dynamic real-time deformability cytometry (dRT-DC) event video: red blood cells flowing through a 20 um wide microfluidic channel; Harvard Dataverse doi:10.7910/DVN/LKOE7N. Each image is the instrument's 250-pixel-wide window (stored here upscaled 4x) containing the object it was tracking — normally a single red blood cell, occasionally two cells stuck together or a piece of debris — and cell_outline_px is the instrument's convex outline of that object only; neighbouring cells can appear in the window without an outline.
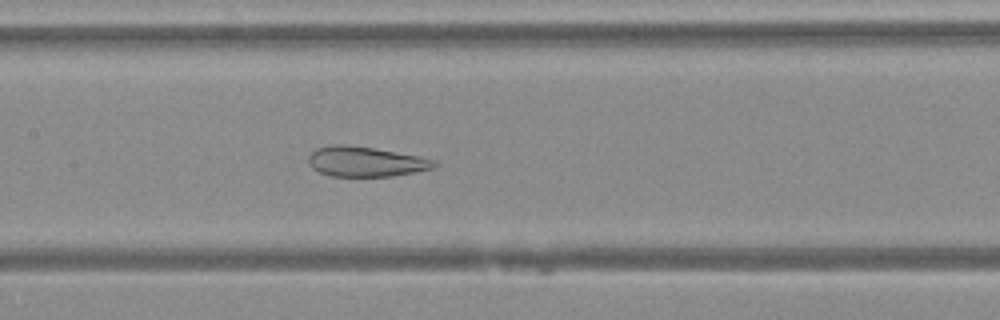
{"species": "Egyptian fruit bat (a non-hibernating species)", "species_latin": "Rousettus aegyptiacus", "temperature_condition": "warm", "stored_images_in_passage": 48, "camera_frame_rate_fps": 3000, "um_per_image_px": 0.085, "animal": {"sex": "female"}, "frame": {"image": 1, "passage_image": 23, "time_ms": 7.333, "image_size_px": [1000, 320], "cell_outline_px": [[440, 164], [432, 168], [416, 172], [392, 176], [332, 176], [320, 172], [312, 168], [308, 160], [308, 156], [316, 148], [336, 144], [344, 144], [372, 148], [420, 156], [436, 160]], "centroid_in_image_um": [31.11, 13.74], "position_along_channel_um": 176.3, "area_um2": 21.96}}
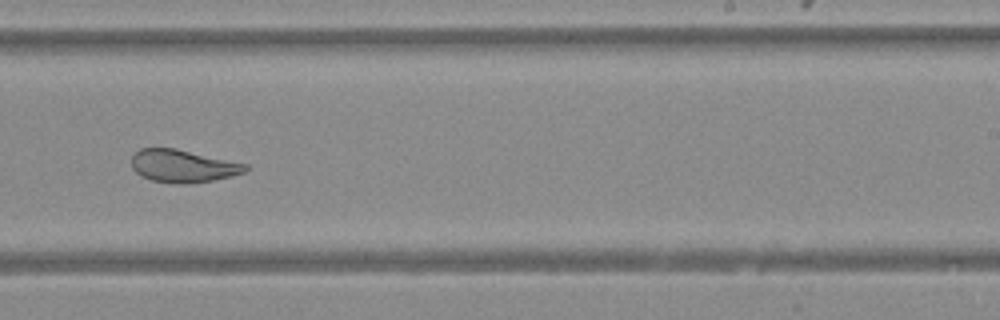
{"frame": {"image": 2, "passage_image": 30, "time_ms": 9.667, "image_size_px": [1000, 320], "cell_outline_px": [[248, 168], [244, 172], [232, 176], [192, 184], [176, 184], [152, 180], [140, 176], [132, 168], [132, 156], [140, 148], [176, 148], [248, 164]], "centroid_in_image_um": [15.55, 14.11], "position_along_channel_um": 273.5, "area_um2": 21.79}}
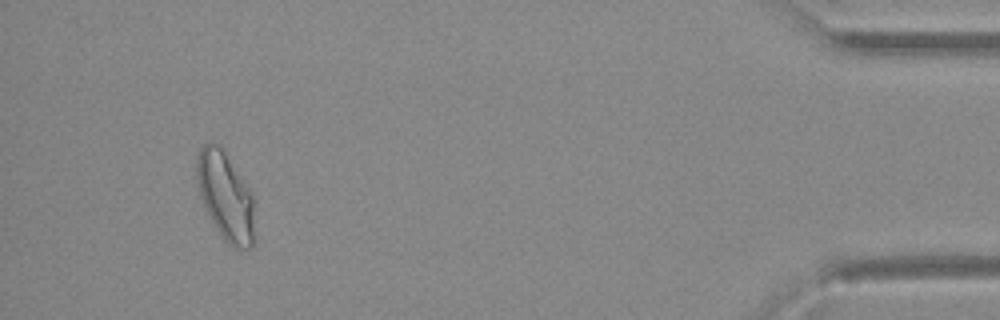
{"frame": {"image": 3, "passage_image": 45, "time_ms": 14.667, "image_size_px": [1000, 320], "cell_outline_px": [[256, 240], [252, 248], [232, 248], [224, 240], [216, 228], [200, 196], [196, 176], [196, 160], [200, 148], [204, 144], [220, 144], [224, 148], [252, 192]], "centroid_in_image_um": [19.21, 16.69], "position_along_channel_um": 416.0, "area_um2": 30.23}}